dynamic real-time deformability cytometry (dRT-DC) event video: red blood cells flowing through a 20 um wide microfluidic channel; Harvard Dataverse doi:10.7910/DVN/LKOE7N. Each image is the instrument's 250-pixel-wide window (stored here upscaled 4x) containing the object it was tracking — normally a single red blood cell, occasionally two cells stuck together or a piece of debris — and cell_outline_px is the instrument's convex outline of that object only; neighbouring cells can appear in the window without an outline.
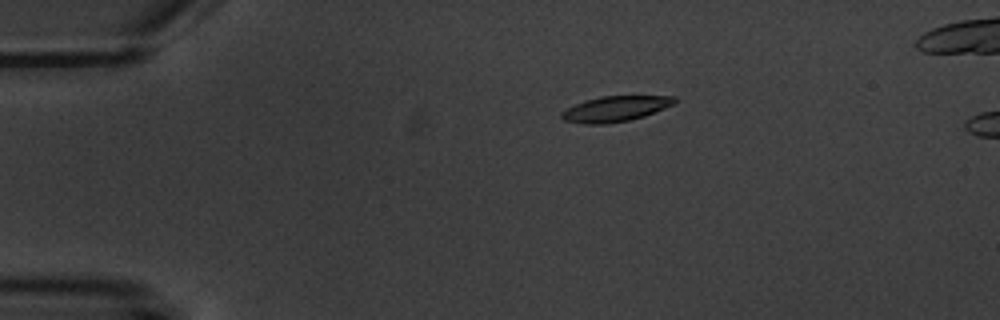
{"species": "common noctule bat (a hibernating species)", "species_latin": "Nyctalus noctula", "temperature_condition": "warm", "stored_images_in_passage": 4, "camera_frame_rate_fps": 3000, "um_per_image_px": 0.085, "animal": {"sex": "male", "body_mass_g": 20.1, "forearm_length_mm": 53.5}, "frame": {"image": 1, "passage_image": 1, "time_ms": 0.0, "image_size_px": [1000, 320], "cell_outline_px": [[676, 100], [672, 104], [664, 108], [644, 116], [628, 120], [604, 124], [584, 124], [564, 120], [560, 116], [560, 112], [576, 104], [600, 96], [676, 96]], "centroid_in_image_um": [52.28, 9.25], "position_along_channel_um": 32.7, "area_um2": 16.47}}